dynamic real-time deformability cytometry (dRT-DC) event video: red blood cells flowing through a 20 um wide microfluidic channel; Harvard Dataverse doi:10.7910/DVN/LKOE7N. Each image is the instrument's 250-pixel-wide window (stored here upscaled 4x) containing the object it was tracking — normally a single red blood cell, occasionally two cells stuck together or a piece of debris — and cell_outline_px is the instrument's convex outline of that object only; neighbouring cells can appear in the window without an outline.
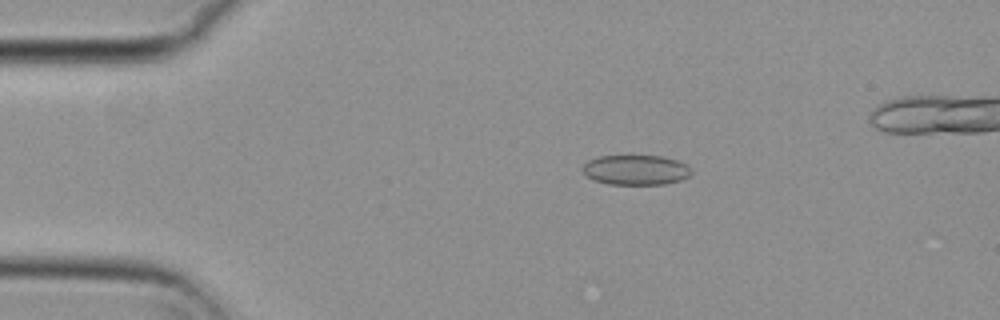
{"species": "common noctule bat (a hibernating species)", "species_latin": "Nyctalus noctula", "temperature_condition": "cold", "stored_images_in_passage": 52, "camera_frame_rate_fps": 3000, "um_per_image_px": 0.085, "animal": {"sex": "female", "body_mass_g": 29.2, "forearm_length_mm": 56.3}, "frame": {"image": 1, "passage_image": 11, "time_ms": 3.333, "image_size_px": [1000, 320], "cell_outline_px": [[692, 172], [688, 176], [680, 180], [664, 184], [608, 184], [596, 180], [588, 176], [584, 172], [584, 164], [588, 160], [600, 156], [664, 156], [688, 164], [692, 168]], "centroid_in_image_um": [54.1, 14.44], "position_along_channel_um": 30.9, "area_um2": 18.84}}
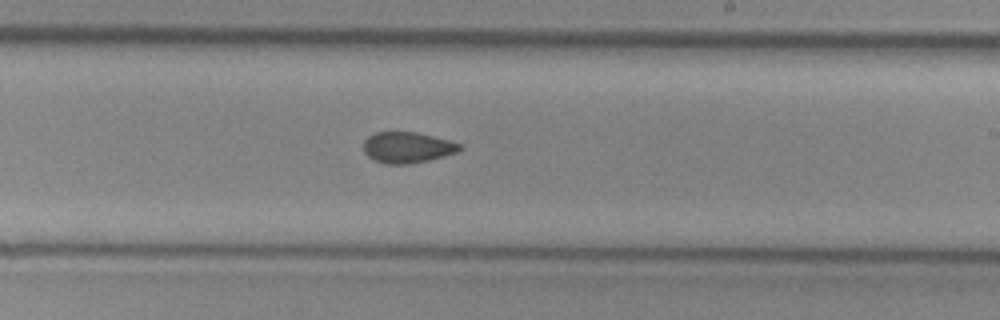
{"frame": {"image": 2, "passage_image": 33, "time_ms": 10.667, "image_size_px": [1000, 320], "cell_outline_px": [[464, 148], [460, 152], [428, 160], [408, 164], [384, 164], [368, 156], [364, 152], [364, 140], [368, 136], [376, 132], [416, 132], [464, 144]], "centroid_in_image_um": [34.67, 12.53], "position_along_channel_um": 254.3, "area_um2": 17.46}}
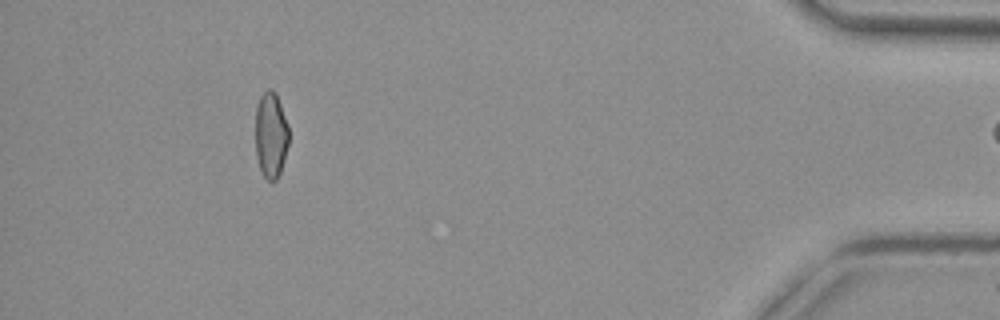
{"frame": {"image": 3, "passage_image": 51, "time_ms": 16.667, "image_size_px": [1000, 320], "cell_outline_px": [[288, 144], [280, 172], [276, 180], [268, 180], [264, 176], [260, 168], [256, 156], [256, 104], [260, 96], [268, 88], [272, 88], [276, 92], [288, 124]], "centroid_in_image_um": [23.02, 11.42], "position_along_channel_um": 412.2, "area_um2": 16.7}}